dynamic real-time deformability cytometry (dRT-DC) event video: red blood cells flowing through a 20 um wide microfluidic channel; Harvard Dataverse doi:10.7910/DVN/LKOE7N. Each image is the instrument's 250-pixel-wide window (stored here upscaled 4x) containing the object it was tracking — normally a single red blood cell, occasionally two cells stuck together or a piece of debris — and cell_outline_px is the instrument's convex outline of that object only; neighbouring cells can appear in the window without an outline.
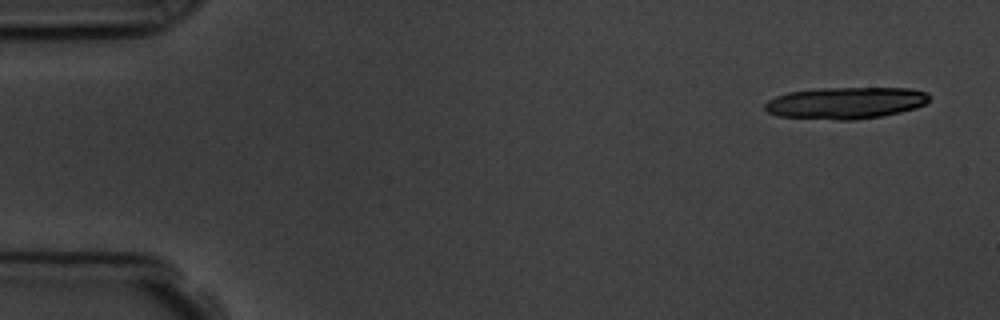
{"species": "common noctule bat (a hibernating species)", "species_latin": "Nyctalus noctula", "temperature_condition": "room temperature", "stored_images_in_passage": 5, "camera_frame_rate_fps": 3000, "um_per_image_px": 0.085, "animal": {"sex": "male", "body_mass_g": 19.5, "forearm_length_mm": 54.6}, "frame": {"image": 1, "passage_image": 1, "time_ms": 0.0, "image_size_px": [1000, 320], "cell_outline_px": [[928, 100], [924, 104], [916, 108], [900, 112], [880, 116], [852, 120], [836, 120], [780, 116], [768, 112], [764, 108], [764, 104], [768, 100], [776, 96], [788, 92], [820, 88], [912, 88], [928, 92]], "centroid_in_image_um": [71.88, 8.74], "position_along_channel_um": 13.1, "area_um2": 30.35}}